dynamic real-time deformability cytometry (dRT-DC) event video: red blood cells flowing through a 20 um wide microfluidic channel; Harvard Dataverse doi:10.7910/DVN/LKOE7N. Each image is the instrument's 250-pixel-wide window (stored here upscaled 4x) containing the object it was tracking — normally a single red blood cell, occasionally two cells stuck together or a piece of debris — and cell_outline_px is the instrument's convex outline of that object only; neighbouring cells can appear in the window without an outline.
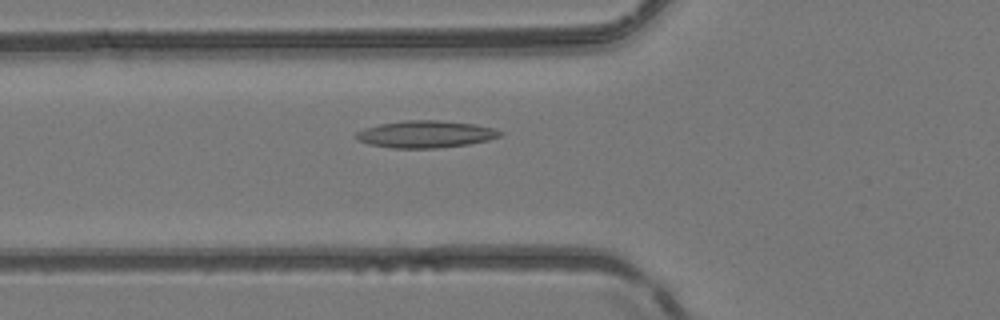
{"species": "common noctule bat (a hibernating species)", "species_latin": "Nyctalus noctula", "temperature_condition": "room temperature", "stored_images_in_passage": 42, "camera_frame_rate_fps": 3000, "um_per_image_px": 0.085, "animal": {"sex": "female", "body_mass_g": 24.6, "forearm_length_mm": 56.2}, "frame": {"image": 1, "passage_image": 10, "time_ms": 3.0, "image_size_px": [1000, 320], "cell_outline_px": [[504, 132], [500, 136], [488, 140], [468, 144], [436, 148], [392, 148], [368, 144], [356, 140], [356, 132], [364, 128], [380, 124], [404, 120], [440, 120], [476, 124], [496, 128]], "centroid_in_image_um": [36.19, 11.4], "position_along_channel_um": 89.6, "area_um2": 22.89}}
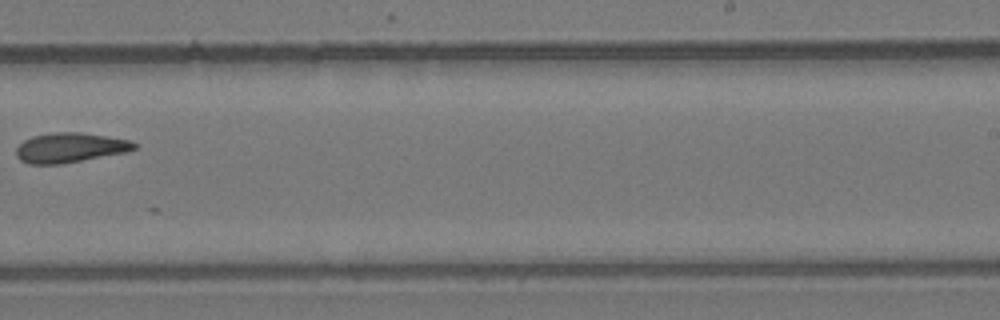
{"frame": {"image": 2, "passage_image": 24, "time_ms": 7.667, "image_size_px": [1000, 320], "cell_outline_px": [[136, 148], [128, 152], [60, 164], [28, 164], [20, 160], [16, 156], [16, 148], [24, 140], [32, 136], [56, 132], [80, 132], [132, 140], [136, 144]], "centroid_in_image_um": [5.95, 12.55], "position_along_channel_um": 283.0, "area_um2": 20.52}}
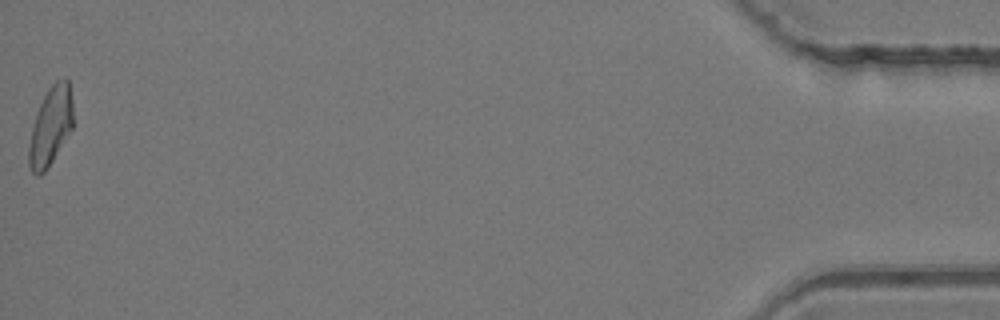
{"frame": {"image": 3, "passage_image": 42, "time_ms": 13.667, "image_size_px": [1000, 320], "cell_outline_px": [[72, 128], [48, 168], [40, 176], [36, 176], [32, 172], [28, 164], [28, 148], [32, 128], [36, 112], [48, 88], [56, 80], [68, 80], [72, 100]], "centroid_in_image_um": [4.28, 10.77], "position_along_channel_um": 430.9, "area_um2": 20.06}}